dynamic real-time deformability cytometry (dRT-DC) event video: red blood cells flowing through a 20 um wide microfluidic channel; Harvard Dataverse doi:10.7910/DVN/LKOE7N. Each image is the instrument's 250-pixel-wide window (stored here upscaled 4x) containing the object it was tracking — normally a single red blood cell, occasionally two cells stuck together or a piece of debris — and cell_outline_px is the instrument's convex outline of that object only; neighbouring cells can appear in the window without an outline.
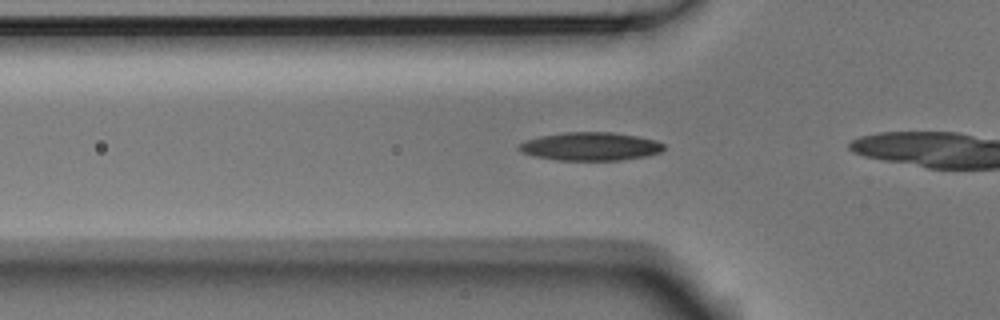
{"species": "Egyptian fruit bat (a non-hibernating species)", "species_latin": "Rousettus aegyptiacus", "temperature_condition": "room temperature", "stored_images_in_passage": 32, "camera_frame_rate_fps": 3000, "um_per_image_px": 0.085, "animal": {"sex": "male"}, "frame": {"image": 1, "passage_image": 7, "time_ms": 2.0, "image_size_px": [1000, 320], "cell_outline_px": [[664, 148], [660, 152], [648, 156], [620, 160], [556, 160], [536, 156], [520, 152], [516, 148], [524, 140], [540, 136], [564, 132], [612, 132], [636, 136], [656, 140], [664, 144]], "centroid_in_image_um": [50.17, 12.44], "position_along_channel_um": 75.6, "area_um2": 23.93}}
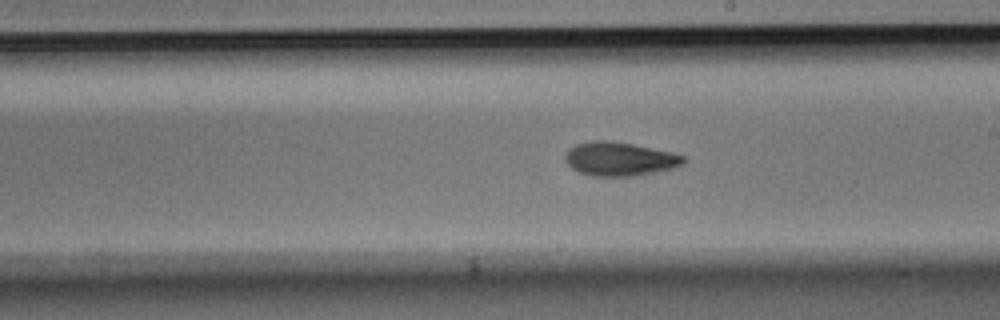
{"frame": {"image": 2, "passage_image": 20, "time_ms": 6.333, "image_size_px": [1000, 320], "cell_outline_px": [[688, 160], [684, 164], [672, 168], [632, 176], [592, 176], [580, 172], [572, 168], [564, 160], [564, 156], [568, 148], [576, 144], [592, 140], [612, 140], [672, 152], [684, 156]], "centroid_in_image_um": [52.65, 13.5], "position_along_channel_um": 236.4, "area_um2": 23.35}}
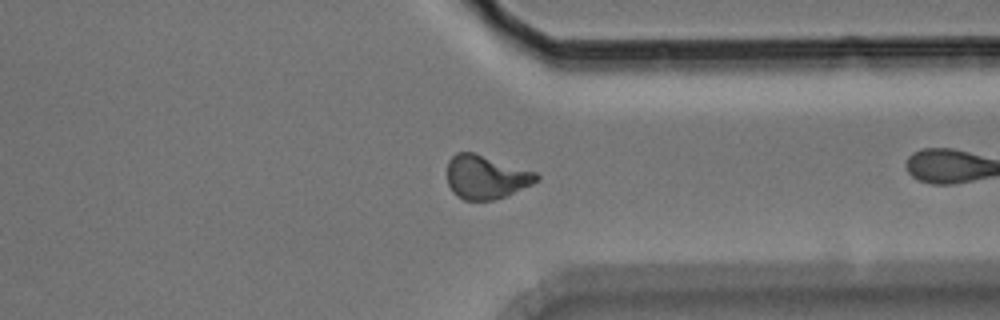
{"frame": {"image": 3, "passage_image": 31, "time_ms": 10.0, "image_size_px": [1000, 320], "cell_outline_px": [[540, 180], [532, 184], [504, 196], [492, 200], [464, 200], [456, 196], [452, 192], [448, 184], [448, 160], [456, 152], [472, 152], [536, 172], [540, 176]], "centroid_in_image_um": [41.29, 15.05], "position_along_channel_um": 370.1, "area_um2": 22.54}}